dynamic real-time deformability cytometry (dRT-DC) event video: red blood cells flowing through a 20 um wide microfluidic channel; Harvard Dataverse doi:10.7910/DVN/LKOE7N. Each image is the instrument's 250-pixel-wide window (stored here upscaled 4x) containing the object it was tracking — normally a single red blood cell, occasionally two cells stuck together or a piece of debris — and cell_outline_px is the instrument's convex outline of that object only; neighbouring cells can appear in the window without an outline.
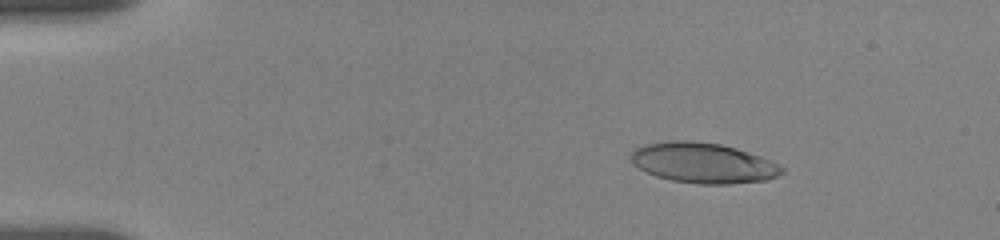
{"species": "human", "species_latin": "Homo sapiens", "temperature_condition": "room temperature", "stored_images_in_passage": 57, "camera_frame_rate_fps": 3000, "um_per_image_px": 0.085, "donor": {"sex": "female"}, "frame": {"image": 1, "passage_image": 7, "time_ms": 2.333, "image_size_px": [1000, 240], "cell_outline_px": [[784, 172], [776, 176], [764, 180], [728, 184], [700, 184], [672, 180], [656, 176], [640, 168], [632, 160], [632, 152], [636, 148], [644, 144], [668, 140], [692, 140], [720, 144], [736, 148], [760, 156], [780, 164], [784, 168]], "centroid_in_image_um": [59.79, 13.83], "position_along_channel_um": 25.2, "area_um2": 35.26}}
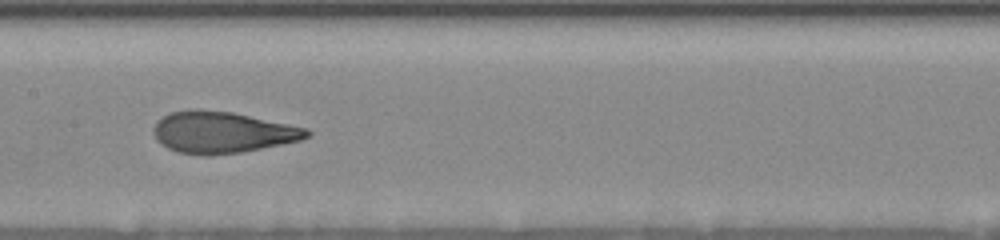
{"frame": {"image": 2, "passage_image": 28, "time_ms": 9.0, "image_size_px": [1000, 240], "cell_outline_px": [[312, 132], [308, 136], [300, 140], [240, 152], [208, 156], [200, 156], [176, 152], [160, 144], [156, 140], [152, 132], [152, 128], [156, 120], [172, 112], [192, 108], [196, 108], [232, 112], [308, 128]], "centroid_in_image_um": [18.82, 11.24], "position_along_channel_um": 188.6, "area_um2": 37.34}}
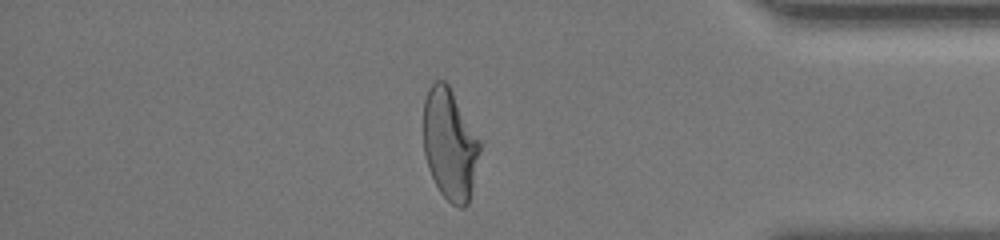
{"frame": {"image": 3, "passage_image": 49, "time_ms": 15.333, "image_size_px": [1000, 240], "cell_outline_px": [[480, 152], [472, 188], [468, 204], [464, 208], [460, 208], [452, 204], [440, 192], [428, 168], [424, 152], [424, 100], [428, 88], [436, 80], [444, 80], [448, 84], [480, 140]], "centroid_in_image_um": [38.23, 12.27], "position_along_channel_um": 397.0, "area_um2": 36.3}, "authors_computed_cell_mechanics": {"area_um2": 36.7608, "velocity_mm_per_s": 3.665, "shape_relaxation_time_tau1_ms": 5.0145, "shape_relaxation_time_tau2_ms": 1.204, "deformation_change_tau1": 0.2123, "deformation_change_tau2": 0.0855}}